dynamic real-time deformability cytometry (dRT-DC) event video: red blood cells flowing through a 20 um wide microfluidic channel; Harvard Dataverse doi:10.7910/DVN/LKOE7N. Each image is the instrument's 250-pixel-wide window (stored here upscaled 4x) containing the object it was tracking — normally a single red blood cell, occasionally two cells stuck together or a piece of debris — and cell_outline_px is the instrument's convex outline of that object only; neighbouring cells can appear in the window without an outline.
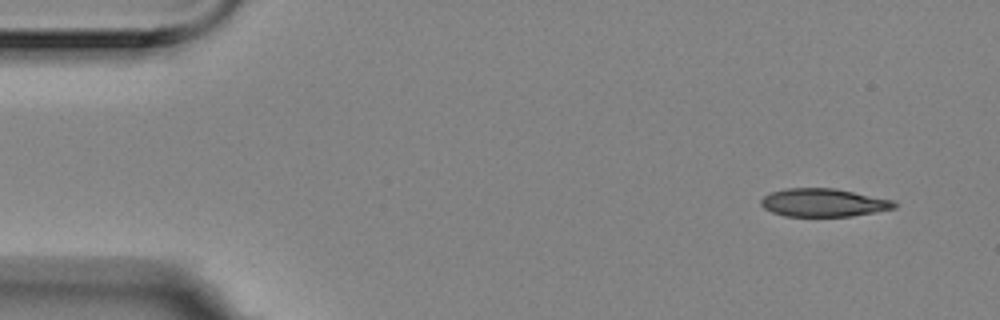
{"species": "Egyptian fruit bat (a non-hibernating species)", "species_latin": "Rousettus aegyptiacus", "temperature_condition": "room temperature", "stored_images_in_passage": 7, "camera_frame_rate_fps": 3000, "um_per_image_px": 0.085, "animal": {"sex": "female"}, "frame": {"image": 1, "passage_image": 1, "time_ms": 0.0, "image_size_px": [1000, 320], "cell_outline_px": [[896, 208], [876, 212], [852, 216], [784, 216], [772, 212], [764, 208], [760, 204], [760, 200], [764, 196], [772, 192], [784, 188], [836, 188], [896, 200]], "centroid_in_image_um": [70.03, 17.22], "position_along_channel_um": 15.0, "area_um2": 22.08}}
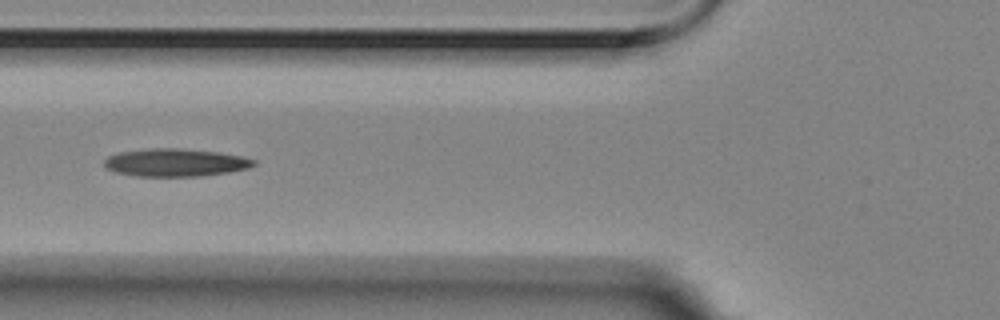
{"frame": {"image": 2, "passage_image": 5, "time_ms": 1.333, "image_size_px": [1000, 320], "cell_outline_px": [[256, 164], [248, 168], [228, 172], [200, 176], [136, 176], [116, 172], [104, 168], [104, 160], [108, 156], [120, 152], [144, 148], [180, 148], [216, 152], [240, 156], [256, 160]], "centroid_in_image_um": [14.86, 13.81], "position_along_channel_um": 110.9, "area_um2": 24.22}}
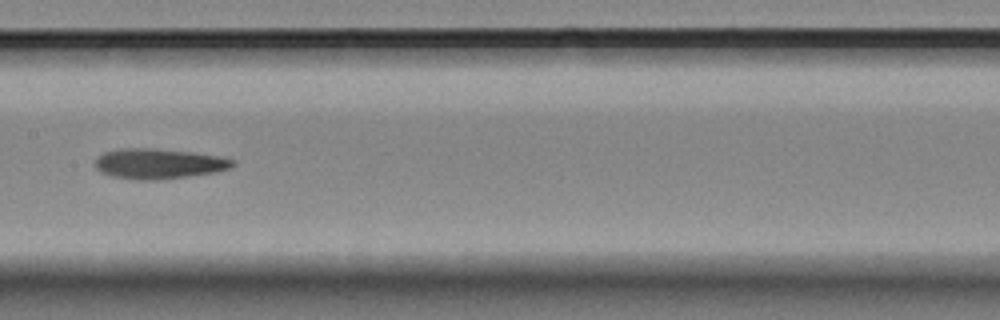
{"frame": {"image": 3, "passage_image": 7, "time_ms": 2.0, "image_size_px": [1000, 320], "cell_outline_px": [[236, 164], [232, 168], [216, 172], [188, 176], [152, 180], [136, 180], [112, 176], [100, 172], [96, 168], [96, 156], [104, 152], [116, 148], [156, 148], [192, 152], [220, 156], [232, 160]], "centroid_in_image_um": [13.47, 13.9], "position_along_channel_um": 193.9, "area_um2": 24.39}}